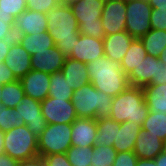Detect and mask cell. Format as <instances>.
I'll return each instance as SVG.
<instances>
[{"label": "cell", "mask_w": 166, "mask_h": 166, "mask_svg": "<svg viewBox=\"0 0 166 166\" xmlns=\"http://www.w3.org/2000/svg\"><path fill=\"white\" fill-rule=\"evenodd\" d=\"M46 15L47 31L52 36L57 48L66 57H69L79 38V25L71 7L68 4L59 3Z\"/></svg>", "instance_id": "cell-1"}, {"label": "cell", "mask_w": 166, "mask_h": 166, "mask_svg": "<svg viewBox=\"0 0 166 166\" xmlns=\"http://www.w3.org/2000/svg\"><path fill=\"white\" fill-rule=\"evenodd\" d=\"M90 83L103 93L116 97L128 86V76L122 69L121 62L111 60L106 55L86 64Z\"/></svg>", "instance_id": "cell-2"}, {"label": "cell", "mask_w": 166, "mask_h": 166, "mask_svg": "<svg viewBox=\"0 0 166 166\" xmlns=\"http://www.w3.org/2000/svg\"><path fill=\"white\" fill-rule=\"evenodd\" d=\"M148 113L143 88L129 85L123 92L113 97L109 118L119 123L132 121L142 126Z\"/></svg>", "instance_id": "cell-3"}, {"label": "cell", "mask_w": 166, "mask_h": 166, "mask_svg": "<svg viewBox=\"0 0 166 166\" xmlns=\"http://www.w3.org/2000/svg\"><path fill=\"white\" fill-rule=\"evenodd\" d=\"M71 100L77 117L87 119L110 117L113 97L98 91L90 82L74 90Z\"/></svg>", "instance_id": "cell-4"}, {"label": "cell", "mask_w": 166, "mask_h": 166, "mask_svg": "<svg viewBox=\"0 0 166 166\" xmlns=\"http://www.w3.org/2000/svg\"><path fill=\"white\" fill-rule=\"evenodd\" d=\"M105 0H79L69 6L79 25V33L97 39L105 37L101 15Z\"/></svg>", "instance_id": "cell-5"}, {"label": "cell", "mask_w": 166, "mask_h": 166, "mask_svg": "<svg viewBox=\"0 0 166 166\" xmlns=\"http://www.w3.org/2000/svg\"><path fill=\"white\" fill-rule=\"evenodd\" d=\"M4 151L15 160L31 159L39 155L38 141L24 124L4 132Z\"/></svg>", "instance_id": "cell-6"}, {"label": "cell", "mask_w": 166, "mask_h": 166, "mask_svg": "<svg viewBox=\"0 0 166 166\" xmlns=\"http://www.w3.org/2000/svg\"><path fill=\"white\" fill-rule=\"evenodd\" d=\"M39 156L66 153L71 147V124H47L37 137Z\"/></svg>", "instance_id": "cell-7"}, {"label": "cell", "mask_w": 166, "mask_h": 166, "mask_svg": "<svg viewBox=\"0 0 166 166\" xmlns=\"http://www.w3.org/2000/svg\"><path fill=\"white\" fill-rule=\"evenodd\" d=\"M152 9L148 0H126L125 31L133 38L144 36L151 29Z\"/></svg>", "instance_id": "cell-8"}, {"label": "cell", "mask_w": 166, "mask_h": 166, "mask_svg": "<svg viewBox=\"0 0 166 166\" xmlns=\"http://www.w3.org/2000/svg\"><path fill=\"white\" fill-rule=\"evenodd\" d=\"M41 111L47 124H72L78 118L71 99L48 96L41 102Z\"/></svg>", "instance_id": "cell-9"}, {"label": "cell", "mask_w": 166, "mask_h": 166, "mask_svg": "<svg viewBox=\"0 0 166 166\" xmlns=\"http://www.w3.org/2000/svg\"><path fill=\"white\" fill-rule=\"evenodd\" d=\"M105 35L119 33L126 26V0H105L101 15Z\"/></svg>", "instance_id": "cell-10"}, {"label": "cell", "mask_w": 166, "mask_h": 166, "mask_svg": "<svg viewBox=\"0 0 166 166\" xmlns=\"http://www.w3.org/2000/svg\"><path fill=\"white\" fill-rule=\"evenodd\" d=\"M20 115V120H24V124L35 135L39 136L47 126L41 111V102L25 95L16 107Z\"/></svg>", "instance_id": "cell-11"}, {"label": "cell", "mask_w": 166, "mask_h": 166, "mask_svg": "<svg viewBox=\"0 0 166 166\" xmlns=\"http://www.w3.org/2000/svg\"><path fill=\"white\" fill-rule=\"evenodd\" d=\"M47 32L46 13L26 9L17 18L14 23V35H30L34 33Z\"/></svg>", "instance_id": "cell-12"}, {"label": "cell", "mask_w": 166, "mask_h": 166, "mask_svg": "<svg viewBox=\"0 0 166 166\" xmlns=\"http://www.w3.org/2000/svg\"><path fill=\"white\" fill-rule=\"evenodd\" d=\"M103 55V39H97L79 33V38L77 42H75L72 54L69 57L87 64Z\"/></svg>", "instance_id": "cell-13"}, {"label": "cell", "mask_w": 166, "mask_h": 166, "mask_svg": "<svg viewBox=\"0 0 166 166\" xmlns=\"http://www.w3.org/2000/svg\"><path fill=\"white\" fill-rule=\"evenodd\" d=\"M20 81L25 95L39 102H42L48 97L50 74L38 70H31Z\"/></svg>", "instance_id": "cell-14"}, {"label": "cell", "mask_w": 166, "mask_h": 166, "mask_svg": "<svg viewBox=\"0 0 166 166\" xmlns=\"http://www.w3.org/2000/svg\"><path fill=\"white\" fill-rule=\"evenodd\" d=\"M66 58L55 45L48 48V51L36 52L31 55V70L53 74L61 71Z\"/></svg>", "instance_id": "cell-15"}, {"label": "cell", "mask_w": 166, "mask_h": 166, "mask_svg": "<svg viewBox=\"0 0 166 166\" xmlns=\"http://www.w3.org/2000/svg\"><path fill=\"white\" fill-rule=\"evenodd\" d=\"M97 137V119L78 117L71 124V146L93 147Z\"/></svg>", "instance_id": "cell-16"}, {"label": "cell", "mask_w": 166, "mask_h": 166, "mask_svg": "<svg viewBox=\"0 0 166 166\" xmlns=\"http://www.w3.org/2000/svg\"><path fill=\"white\" fill-rule=\"evenodd\" d=\"M4 64L11 69L15 77L20 80L31 71V54L15 40L8 51Z\"/></svg>", "instance_id": "cell-17"}, {"label": "cell", "mask_w": 166, "mask_h": 166, "mask_svg": "<svg viewBox=\"0 0 166 166\" xmlns=\"http://www.w3.org/2000/svg\"><path fill=\"white\" fill-rule=\"evenodd\" d=\"M127 31L105 35L103 38V50L111 60L122 62L131 42L134 40Z\"/></svg>", "instance_id": "cell-18"}, {"label": "cell", "mask_w": 166, "mask_h": 166, "mask_svg": "<svg viewBox=\"0 0 166 166\" xmlns=\"http://www.w3.org/2000/svg\"><path fill=\"white\" fill-rule=\"evenodd\" d=\"M159 62V58L147 54L144 60L128 75L129 85L143 88L150 84L151 80L156 77Z\"/></svg>", "instance_id": "cell-19"}, {"label": "cell", "mask_w": 166, "mask_h": 166, "mask_svg": "<svg viewBox=\"0 0 166 166\" xmlns=\"http://www.w3.org/2000/svg\"><path fill=\"white\" fill-rule=\"evenodd\" d=\"M163 141L149 134L145 129H141L140 134L136 138V143L133 152L138 158L155 159L162 152Z\"/></svg>", "instance_id": "cell-20"}, {"label": "cell", "mask_w": 166, "mask_h": 166, "mask_svg": "<svg viewBox=\"0 0 166 166\" xmlns=\"http://www.w3.org/2000/svg\"><path fill=\"white\" fill-rule=\"evenodd\" d=\"M61 71L74 90L90 82L86 64L78 60L67 57Z\"/></svg>", "instance_id": "cell-21"}, {"label": "cell", "mask_w": 166, "mask_h": 166, "mask_svg": "<svg viewBox=\"0 0 166 166\" xmlns=\"http://www.w3.org/2000/svg\"><path fill=\"white\" fill-rule=\"evenodd\" d=\"M141 129V125L135 124L132 121L120 123V129H117V135L112 147L117 152L133 151L136 138L140 134Z\"/></svg>", "instance_id": "cell-22"}, {"label": "cell", "mask_w": 166, "mask_h": 166, "mask_svg": "<svg viewBox=\"0 0 166 166\" xmlns=\"http://www.w3.org/2000/svg\"><path fill=\"white\" fill-rule=\"evenodd\" d=\"M16 40L24 47L29 54L48 51V48L55 46L52 36L47 31L45 33H34L30 35H19Z\"/></svg>", "instance_id": "cell-23"}, {"label": "cell", "mask_w": 166, "mask_h": 166, "mask_svg": "<svg viewBox=\"0 0 166 166\" xmlns=\"http://www.w3.org/2000/svg\"><path fill=\"white\" fill-rule=\"evenodd\" d=\"M144 99L149 111L166 113V84L143 87Z\"/></svg>", "instance_id": "cell-24"}, {"label": "cell", "mask_w": 166, "mask_h": 166, "mask_svg": "<svg viewBox=\"0 0 166 166\" xmlns=\"http://www.w3.org/2000/svg\"><path fill=\"white\" fill-rule=\"evenodd\" d=\"M117 129H120L119 122L109 117L97 118V137L94 141V146H113Z\"/></svg>", "instance_id": "cell-25"}, {"label": "cell", "mask_w": 166, "mask_h": 166, "mask_svg": "<svg viewBox=\"0 0 166 166\" xmlns=\"http://www.w3.org/2000/svg\"><path fill=\"white\" fill-rule=\"evenodd\" d=\"M147 54L159 58L166 47V30L150 29L144 36L139 38Z\"/></svg>", "instance_id": "cell-26"}, {"label": "cell", "mask_w": 166, "mask_h": 166, "mask_svg": "<svg viewBox=\"0 0 166 166\" xmlns=\"http://www.w3.org/2000/svg\"><path fill=\"white\" fill-rule=\"evenodd\" d=\"M147 52L140 39L135 38L127 50L123 60L121 62L122 69L125 74L128 76L131 71L137 67L142 60L146 57Z\"/></svg>", "instance_id": "cell-27"}, {"label": "cell", "mask_w": 166, "mask_h": 166, "mask_svg": "<svg viewBox=\"0 0 166 166\" xmlns=\"http://www.w3.org/2000/svg\"><path fill=\"white\" fill-rule=\"evenodd\" d=\"M74 89L66 80L62 71L50 74V87L48 96L57 99H72Z\"/></svg>", "instance_id": "cell-28"}, {"label": "cell", "mask_w": 166, "mask_h": 166, "mask_svg": "<svg viewBox=\"0 0 166 166\" xmlns=\"http://www.w3.org/2000/svg\"><path fill=\"white\" fill-rule=\"evenodd\" d=\"M24 96L25 92L20 80L4 84L0 88V100L4 107L15 108Z\"/></svg>", "instance_id": "cell-29"}, {"label": "cell", "mask_w": 166, "mask_h": 166, "mask_svg": "<svg viewBox=\"0 0 166 166\" xmlns=\"http://www.w3.org/2000/svg\"><path fill=\"white\" fill-rule=\"evenodd\" d=\"M149 134L158 136L162 141L166 139V113H155L149 111L146 119L141 126Z\"/></svg>", "instance_id": "cell-30"}, {"label": "cell", "mask_w": 166, "mask_h": 166, "mask_svg": "<svg viewBox=\"0 0 166 166\" xmlns=\"http://www.w3.org/2000/svg\"><path fill=\"white\" fill-rule=\"evenodd\" d=\"M66 156L72 166H91L93 148L83 146H71L67 150Z\"/></svg>", "instance_id": "cell-31"}, {"label": "cell", "mask_w": 166, "mask_h": 166, "mask_svg": "<svg viewBox=\"0 0 166 166\" xmlns=\"http://www.w3.org/2000/svg\"><path fill=\"white\" fill-rule=\"evenodd\" d=\"M93 157L91 166H112L114 164L117 151L112 146H93Z\"/></svg>", "instance_id": "cell-32"}, {"label": "cell", "mask_w": 166, "mask_h": 166, "mask_svg": "<svg viewBox=\"0 0 166 166\" xmlns=\"http://www.w3.org/2000/svg\"><path fill=\"white\" fill-rule=\"evenodd\" d=\"M22 125H24V120H20L18 110L4 107L0 103V130L6 132Z\"/></svg>", "instance_id": "cell-33"}, {"label": "cell", "mask_w": 166, "mask_h": 166, "mask_svg": "<svg viewBox=\"0 0 166 166\" xmlns=\"http://www.w3.org/2000/svg\"><path fill=\"white\" fill-rule=\"evenodd\" d=\"M26 9L25 0H0V18H17Z\"/></svg>", "instance_id": "cell-34"}, {"label": "cell", "mask_w": 166, "mask_h": 166, "mask_svg": "<svg viewBox=\"0 0 166 166\" xmlns=\"http://www.w3.org/2000/svg\"><path fill=\"white\" fill-rule=\"evenodd\" d=\"M60 3V0H28L27 8L33 11L47 13Z\"/></svg>", "instance_id": "cell-35"}, {"label": "cell", "mask_w": 166, "mask_h": 166, "mask_svg": "<svg viewBox=\"0 0 166 166\" xmlns=\"http://www.w3.org/2000/svg\"><path fill=\"white\" fill-rule=\"evenodd\" d=\"M151 29L166 30V9H152L150 17Z\"/></svg>", "instance_id": "cell-36"}, {"label": "cell", "mask_w": 166, "mask_h": 166, "mask_svg": "<svg viewBox=\"0 0 166 166\" xmlns=\"http://www.w3.org/2000/svg\"><path fill=\"white\" fill-rule=\"evenodd\" d=\"M138 157L133 151L118 152L112 166H136Z\"/></svg>", "instance_id": "cell-37"}, {"label": "cell", "mask_w": 166, "mask_h": 166, "mask_svg": "<svg viewBox=\"0 0 166 166\" xmlns=\"http://www.w3.org/2000/svg\"><path fill=\"white\" fill-rule=\"evenodd\" d=\"M45 166H72L66 153L51 154L43 157Z\"/></svg>", "instance_id": "cell-38"}, {"label": "cell", "mask_w": 166, "mask_h": 166, "mask_svg": "<svg viewBox=\"0 0 166 166\" xmlns=\"http://www.w3.org/2000/svg\"><path fill=\"white\" fill-rule=\"evenodd\" d=\"M15 18H0V38H15Z\"/></svg>", "instance_id": "cell-39"}, {"label": "cell", "mask_w": 166, "mask_h": 166, "mask_svg": "<svg viewBox=\"0 0 166 166\" xmlns=\"http://www.w3.org/2000/svg\"><path fill=\"white\" fill-rule=\"evenodd\" d=\"M11 69H9L4 62H0V88L7 83H12L17 81Z\"/></svg>", "instance_id": "cell-40"}, {"label": "cell", "mask_w": 166, "mask_h": 166, "mask_svg": "<svg viewBox=\"0 0 166 166\" xmlns=\"http://www.w3.org/2000/svg\"><path fill=\"white\" fill-rule=\"evenodd\" d=\"M150 84H166V64L161 61L157 64L156 77L151 80Z\"/></svg>", "instance_id": "cell-41"}, {"label": "cell", "mask_w": 166, "mask_h": 166, "mask_svg": "<svg viewBox=\"0 0 166 166\" xmlns=\"http://www.w3.org/2000/svg\"><path fill=\"white\" fill-rule=\"evenodd\" d=\"M16 38H0V62H4L8 51Z\"/></svg>", "instance_id": "cell-42"}, {"label": "cell", "mask_w": 166, "mask_h": 166, "mask_svg": "<svg viewBox=\"0 0 166 166\" xmlns=\"http://www.w3.org/2000/svg\"><path fill=\"white\" fill-rule=\"evenodd\" d=\"M18 166H45V163L43 157L38 155L31 159L19 161Z\"/></svg>", "instance_id": "cell-43"}, {"label": "cell", "mask_w": 166, "mask_h": 166, "mask_svg": "<svg viewBox=\"0 0 166 166\" xmlns=\"http://www.w3.org/2000/svg\"><path fill=\"white\" fill-rule=\"evenodd\" d=\"M19 161L13 159L6 153L0 154V166H18Z\"/></svg>", "instance_id": "cell-44"}, {"label": "cell", "mask_w": 166, "mask_h": 166, "mask_svg": "<svg viewBox=\"0 0 166 166\" xmlns=\"http://www.w3.org/2000/svg\"><path fill=\"white\" fill-rule=\"evenodd\" d=\"M148 3L155 9H166V0H148Z\"/></svg>", "instance_id": "cell-45"}, {"label": "cell", "mask_w": 166, "mask_h": 166, "mask_svg": "<svg viewBox=\"0 0 166 166\" xmlns=\"http://www.w3.org/2000/svg\"><path fill=\"white\" fill-rule=\"evenodd\" d=\"M136 166H157L154 159L138 158Z\"/></svg>", "instance_id": "cell-46"}, {"label": "cell", "mask_w": 166, "mask_h": 166, "mask_svg": "<svg viewBox=\"0 0 166 166\" xmlns=\"http://www.w3.org/2000/svg\"><path fill=\"white\" fill-rule=\"evenodd\" d=\"M154 160L157 166H166V153L161 152L160 154L156 156Z\"/></svg>", "instance_id": "cell-47"}, {"label": "cell", "mask_w": 166, "mask_h": 166, "mask_svg": "<svg viewBox=\"0 0 166 166\" xmlns=\"http://www.w3.org/2000/svg\"><path fill=\"white\" fill-rule=\"evenodd\" d=\"M5 153L4 151V132L0 130V154Z\"/></svg>", "instance_id": "cell-48"}, {"label": "cell", "mask_w": 166, "mask_h": 166, "mask_svg": "<svg viewBox=\"0 0 166 166\" xmlns=\"http://www.w3.org/2000/svg\"><path fill=\"white\" fill-rule=\"evenodd\" d=\"M159 60L166 64V47L163 49L162 53L159 55Z\"/></svg>", "instance_id": "cell-49"}, {"label": "cell", "mask_w": 166, "mask_h": 166, "mask_svg": "<svg viewBox=\"0 0 166 166\" xmlns=\"http://www.w3.org/2000/svg\"><path fill=\"white\" fill-rule=\"evenodd\" d=\"M76 1H79V0H60V3H64V4L70 5L71 3H74Z\"/></svg>", "instance_id": "cell-50"}, {"label": "cell", "mask_w": 166, "mask_h": 166, "mask_svg": "<svg viewBox=\"0 0 166 166\" xmlns=\"http://www.w3.org/2000/svg\"><path fill=\"white\" fill-rule=\"evenodd\" d=\"M162 152L166 153V139L163 141Z\"/></svg>", "instance_id": "cell-51"}]
</instances>
